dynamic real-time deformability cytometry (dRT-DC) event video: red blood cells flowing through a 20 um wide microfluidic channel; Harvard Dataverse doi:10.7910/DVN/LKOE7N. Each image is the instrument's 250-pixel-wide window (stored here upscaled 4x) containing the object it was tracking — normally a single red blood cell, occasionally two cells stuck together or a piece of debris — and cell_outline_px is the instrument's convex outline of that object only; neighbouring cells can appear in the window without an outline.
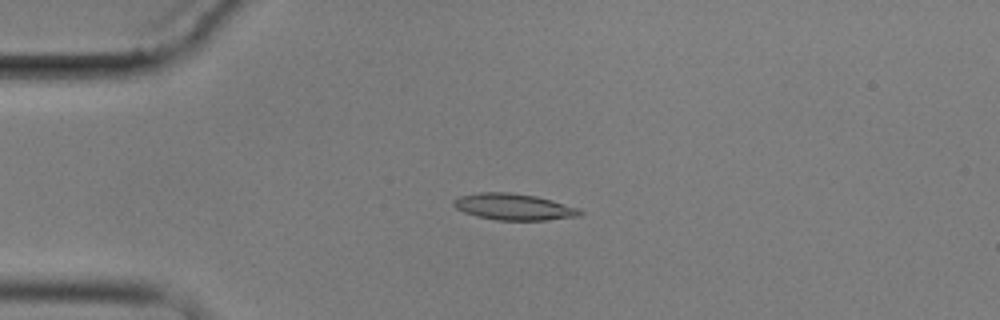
{"species": "common noctule bat (a hibernating species)", "species_latin": "Nyctalus noctula", "temperature_condition": "cold", "stored_images_in_passage": 6, "camera_frame_rate_fps": 3000, "um_per_image_px": 0.085, "animal": {"sex": "male", "body_mass_g": 17.9}, "frame": {"image": 1, "passage_image": 4, "time_ms": 3.333, "image_size_px": [1000, 320], "cell_outline_px": [[584, 212], [580, 216], [548, 220], [496, 220], [476, 216], [464, 212], [456, 208], [452, 204], [452, 200], [460, 196], [480, 192], [508, 192], [536, 196], [552, 200], [580, 208]], "centroid_in_image_um": [43.69, 17.58], "position_along_channel_um": 41.3, "area_um2": 19.59}}
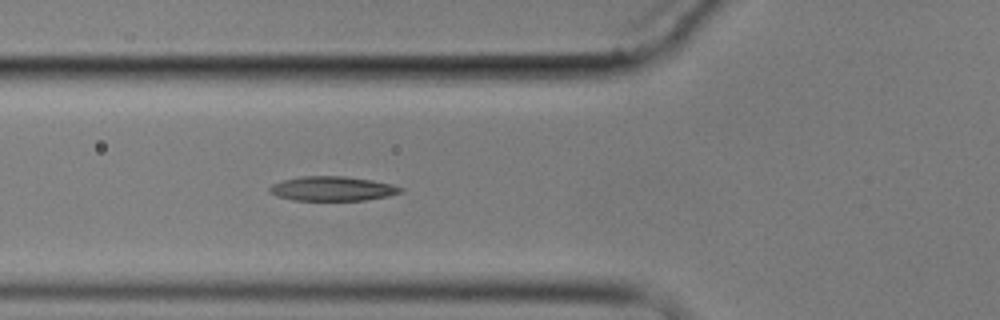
{"frame": {"image": 2, "passage_image": 6, "time_ms": 5.667, "image_size_px": [1000, 320], "cell_outline_px": [[404, 192], [388, 196], [364, 200], [292, 200], [276, 196], [268, 192], [268, 188], [272, 184], [284, 180], [300, 176], [344, 176], [372, 180], [392, 184], [404, 188]], "centroid_in_image_um": [28.25, 16.03], "position_along_channel_um": 97.5, "area_um2": 18.79}}